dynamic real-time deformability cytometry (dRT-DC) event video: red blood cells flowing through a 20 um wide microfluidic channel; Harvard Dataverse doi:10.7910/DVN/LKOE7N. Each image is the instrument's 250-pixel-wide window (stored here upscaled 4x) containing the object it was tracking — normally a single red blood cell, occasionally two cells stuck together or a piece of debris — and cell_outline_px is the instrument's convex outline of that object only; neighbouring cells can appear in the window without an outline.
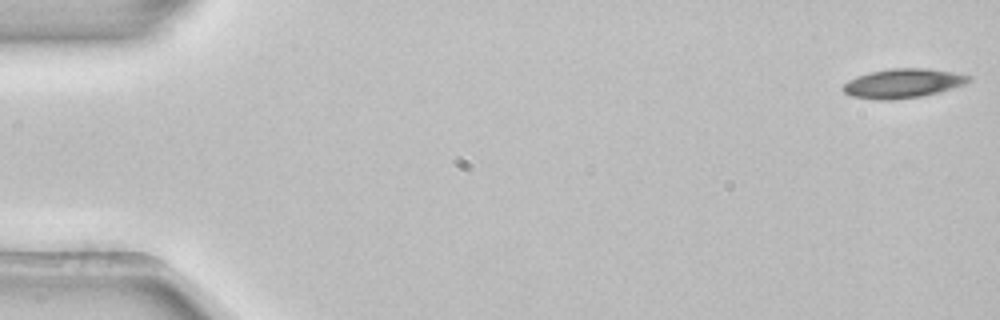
{"species": "common noctule bat (a hibernating species)", "species_latin": "Nyctalus noctula", "temperature_condition": "room temperature", "stored_images_in_passage": 18, "camera_frame_rate_fps": 3000, "um_per_image_px": 0.085, "animal": {"sex": "female", "body_mass_g": 22.7, "forearm_length_mm": 54.2}, "frame": {"image": 1, "passage_image": 1, "time_ms": 0.0, "image_size_px": [1000, 320], "cell_outline_px": [[972, 80], [964, 84], [940, 92], [920, 96], [892, 100], [876, 100], [852, 96], [844, 92], [840, 88], [848, 80], [856, 76], [872, 72], [892, 68], [924, 68], [952, 72], [972, 76]], "centroid_in_image_um": [76.73, 7.09], "position_along_channel_um": 8.3, "area_um2": 21.39}}
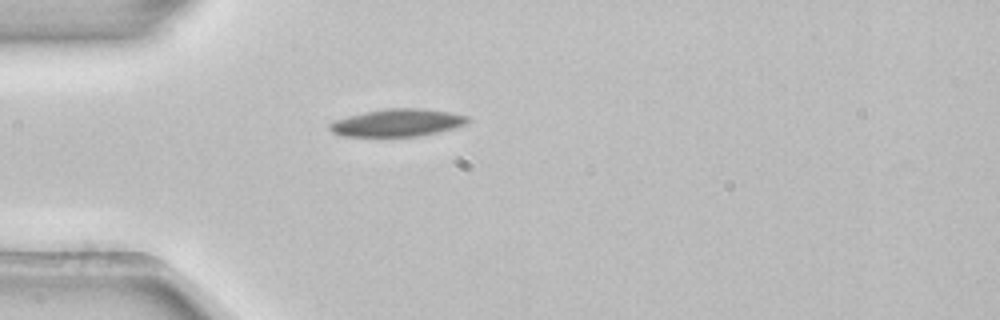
{"frame": {"image": 2, "passage_image": 15, "time_ms": 4.667, "image_size_px": [1000, 320], "cell_outline_px": [[472, 120], [464, 124], [452, 128], [436, 132], [416, 136], [344, 136], [332, 132], [328, 128], [328, 124], [336, 120], [348, 116], [364, 112], [384, 108], [420, 108], [448, 112], [468, 116]], "centroid_in_image_um": [33.75, 10.42], "position_along_channel_um": 51.2, "area_um2": 21.91}}